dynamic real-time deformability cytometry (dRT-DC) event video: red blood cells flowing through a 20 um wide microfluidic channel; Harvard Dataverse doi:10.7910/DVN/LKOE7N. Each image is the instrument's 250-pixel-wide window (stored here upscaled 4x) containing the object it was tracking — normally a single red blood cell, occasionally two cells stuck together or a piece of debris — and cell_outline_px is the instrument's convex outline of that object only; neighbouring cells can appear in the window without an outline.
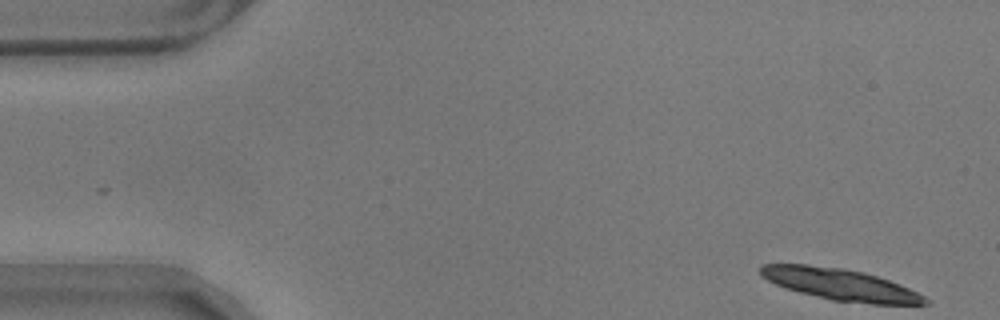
{"species": "common noctule bat (a hibernating species)", "species_latin": "Nyctalus noctula", "temperature_condition": "warm", "stored_images_in_passage": 14, "camera_frame_rate_fps": 3000, "um_per_image_px": 0.085, "animal": {"sex": "male", "body_mass_g": 17.9}, "frame": {"image": 1, "passage_image": 1, "time_ms": 0.0, "image_size_px": [1000, 320], "cell_outline_px": [[932, 304], [872, 304], [832, 300], [784, 288], [760, 276], [760, 264], [808, 264], [840, 268], [860, 272], [876, 276], [888, 280], [908, 288], [932, 300]], "centroid_in_image_um": [71.42, 24.18], "position_along_channel_um": 13.6, "area_um2": 30.06}}